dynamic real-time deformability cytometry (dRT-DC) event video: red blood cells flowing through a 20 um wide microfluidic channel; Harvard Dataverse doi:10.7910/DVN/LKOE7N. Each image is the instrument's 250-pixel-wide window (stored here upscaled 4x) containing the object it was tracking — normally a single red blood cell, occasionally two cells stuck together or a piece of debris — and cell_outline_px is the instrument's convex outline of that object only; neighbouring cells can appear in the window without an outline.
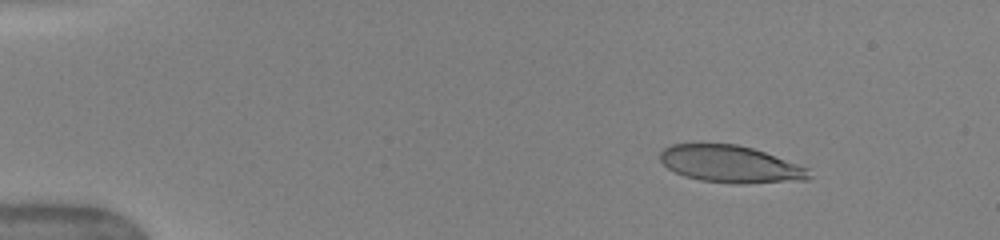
{"species": "human", "species_latin": "Homo sapiens", "temperature_condition": "warm", "stored_images_in_passage": 9, "camera_frame_rate_fps": 3000, "um_per_image_px": 0.085, "donor": {"sex": "female"}, "frame": {"image": 1, "passage_image": 4, "time_ms": 1.667, "image_size_px": [1000, 240], "cell_outline_px": [[812, 176], [808, 180], [740, 184], [736, 184], [700, 180], [684, 176], [668, 168], [660, 160], [660, 152], [664, 148], [672, 144], [736, 144], [752, 148], [764, 152], [808, 168]], "centroid_in_image_um": [62.09, 13.96], "position_along_channel_um": 22.9, "area_um2": 32.08}}